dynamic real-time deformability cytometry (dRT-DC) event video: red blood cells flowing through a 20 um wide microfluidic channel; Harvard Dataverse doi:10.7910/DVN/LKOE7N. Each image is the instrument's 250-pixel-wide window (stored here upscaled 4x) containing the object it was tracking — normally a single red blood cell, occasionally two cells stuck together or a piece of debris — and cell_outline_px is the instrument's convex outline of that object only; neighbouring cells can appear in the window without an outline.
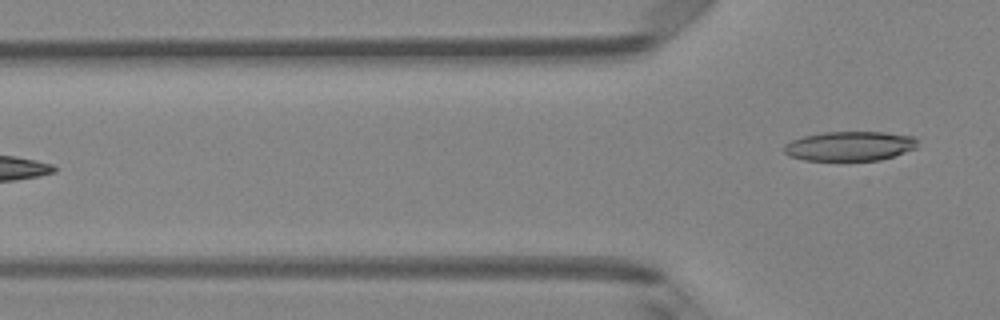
{"species": "Egyptian fruit bat (a non-hibernating species)", "species_latin": "Rousettus aegyptiacus", "temperature_condition": "room temperature", "stored_images_in_passage": 4, "camera_frame_rate_fps": 3000, "um_per_image_px": 0.085, "animal": {"sex": "female"}, "frame": {"image": 1, "passage_image": 4, "time_ms": 1.0, "image_size_px": [1000, 320], "cell_outline_px": [[920, 140], [916, 148], [880, 160], [804, 160], [788, 156], [784, 152], [784, 144], [792, 140], [804, 136], [824, 132], [884, 132], [916, 136]], "centroid_in_image_um": [72.25, 12.41], "position_along_channel_um": 53.5, "area_um2": 23.06}}